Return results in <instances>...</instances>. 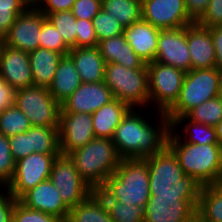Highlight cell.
Instances as JSON below:
<instances>
[{"mask_svg": "<svg viewBox=\"0 0 222 222\" xmlns=\"http://www.w3.org/2000/svg\"><path fill=\"white\" fill-rule=\"evenodd\" d=\"M160 124L152 126L140 112L131 108L115 129L112 137L118 155L122 158H141L153 156L167 146L171 130L170 121L165 113L159 112Z\"/></svg>", "mask_w": 222, "mask_h": 222, "instance_id": "6da1fadb", "label": "cell"}, {"mask_svg": "<svg viewBox=\"0 0 222 222\" xmlns=\"http://www.w3.org/2000/svg\"><path fill=\"white\" fill-rule=\"evenodd\" d=\"M150 196L199 200L202 184L185 175L176 155L166 146L162 151L147 157Z\"/></svg>", "mask_w": 222, "mask_h": 222, "instance_id": "7a4b0ae2", "label": "cell"}, {"mask_svg": "<svg viewBox=\"0 0 222 222\" xmlns=\"http://www.w3.org/2000/svg\"><path fill=\"white\" fill-rule=\"evenodd\" d=\"M95 192L100 197H113L124 204L145 207L150 198L148 160L121 159L114 173Z\"/></svg>", "mask_w": 222, "mask_h": 222, "instance_id": "3957f363", "label": "cell"}, {"mask_svg": "<svg viewBox=\"0 0 222 222\" xmlns=\"http://www.w3.org/2000/svg\"><path fill=\"white\" fill-rule=\"evenodd\" d=\"M167 146L176 155L185 175L194 177L202 186L221 183L222 148L220 145L190 144L180 140L170 130Z\"/></svg>", "mask_w": 222, "mask_h": 222, "instance_id": "277c9868", "label": "cell"}, {"mask_svg": "<svg viewBox=\"0 0 222 222\" xmlns=\"http://www.w3.org/2000/svg\"><path fill=\"white\" fill-rule=\"evenodd\" d=\"M79 175L95 191L117 169L121 157L109 138H93L85 146L68 154Z\"/></svg>", "mask_w": 222, "mask_h": 222, "instance_id": "5b68a950", "label": "cell"}, {"mask_svg": "<svg viewBox=\"0 0 222 222\" xmlns=\"http://www.w3.org/2000/svg\"><path fill=\"white\" fill-rule=\"evenodd\" d=\"M220 76L221 71L216 67L186 72L178 100L165 113L170 123L201 103L219 96Z\"/></svg>", "mask_w": 222, "mask_h": 222, "instance_id": "8992f818", "label": "cell"}, {"mask_svg": "<svg viewBox=\"0 0 222 222\" xmlns=\"http://www.w3.org/2000/svg\"><path fill=\"white\" fill-rule=\"evenodd\" d=\"M104 82L114 98L131 108L149 104L148 68H125L117 63H106Z\"/></svg>", "mask_w": 222, "mask_h": 222, "instance_id": "52a82bcc", "label": "cell"}, {"mask_svg": "<svg viewBox=\"0 0 222 222\" xmlns=\"http://www.w3.org/2000/svg\"><path fill=\"white\" fill-rule=\"evenodd\" d=\"M14 105L20 109L33 127L58 128L61 104L47 87L32 86L16 90Z\"/></svg>", "mask_w": 222, "mask_h": 222, "instance_id": "ba28073f", "label": "cell"}, {"mask_svg": "<svg viewBox=\"0 0 222 222\" xmlns=\"http://www.w3.org/2000/svg\"><path fill=\"white\" fill-rule=\"evenodd\" d=\"M149 103L166 113L178 100L186 75L181 69L153 61L147 64Z\"/></svg>", "mask_w": 222, "mask_h": 222, "instance_id": "9c48e42d", "label": "cell"}, {"mask_svg": "<svg viewBox=\"0 0 222 222\" xmlns=\"http://www.w3.org/2000/svg\"><path fill=\"white\" fill-rule=\"evenodd\" d=\"M59 196L70 209L87 199L95 190L79 175L68 155L60 154L55 159L49 176Z\"/></svg>", "mask_w": 222, "mask_h": 222, "instance_id": "30bf717a", "label": "cell"}, {"mask_svg": "<svg viewBox=\"0 0 222 222\" xmlns=\"http://www.w3.org/2000/svg\"><path fill=\"white\" fill-rule=\"evenodd\" d=\"M60 154L32 153L15 163V173L5 188L17 200L36 185L49 179L53 163Z\"/></svg>", "mask_w": 222, "mask_h": 222, "instance_id": "8fae6325", "label": "cell"}, {"mask_svg": "<svg viewBox=\"0 0 222 222\" xmlns=\"http://www.w3.org/2000/svg\"><path fill=\"white\" fill-rule=\"evenodd\" d=\"M58 136L62 155H68L74 150L85 146L95 138L92 115L87 113H66L61 109Z\"/></svg>", "mask_w": 222, "mask_h": 222, "instance_id": "7c38bea8", "label": "cell"}, {"mask_svg": "<svg viewBox=\"0 0 222 222\" xmlns=\"http://www.w3.org/2000/svg\"><path fill=\"white\" fill-rule=\"evenodd\" d=\"M142 19L159 29H175L194 23L185 0H142Z\"/></svg>", "mask_w": 222, "mask_h": 222, "instance_id": "4fadbf2b", "label": "cell"}, {"mask_svg": "<svg viewBox=\"0 0 222 222\" xmlns=\"http://www.w3.org/2000/svg\"><path fill=\"white\" fill-rule=\"evenodd\" d=\"M46 19L35 5H30L16 19L5 35V45L25 52L39 48L40 30Z\"/></svg>", "mask_w": 222, "mask_h": 222, "instance_id": "5bb4252c", "label": "cell"}, {"mask_svg": "<svg viewBox=\"0 0 222 222\" xmlns=\"http://www.w3.org/2000/svg\"><path fill=\"white\" fill-rule=\"evenodd\" d=\"M155 61L171 65L184 72L191 70V58L187 45V26L160 30Z\"/></svg>", "mask_w": 222, "mask_h": 222, "instance_id": "9a60e30c", "label": "cell"}, {"mask_svg": "<svg viewBox=\"0 0 222 222\" xmlns=\"http://www.w3.org/2000/svg\"><path fill=\"white\" fill-rule=\"evenodd\" d=\"M199 200L150 196L144 207L143 222H192Z\"/></svg>", "mask_w": 222, "mask_h": 222, "instance_id": "2e32d148", "label": "cell"}, {"mask_svg": "<svg viewBox=\"0 0 222 222\" xmlns=\"http://www.w3.org/2000/svg\"><path fill=\"white\" fill-rule=\"evenodd\" d=\"M114 97L104 81L81 83V85L61 104L66 113L92 114L113 100Z\"/></svg>", "mask_w": 222, "mask_h": 222, "instance_id": "e0dca14e", "label": "cell"}, {"mask_svg": "<svg viewBox=\"0 0 222 222\" xmlns=\"http://www.w3.org/2000/svg\"><path fill=\"white\" fill-rule=\"evenodd\" d=\"M0 78L14 90L34 86L29 52L5 45L0 54Z\"/></svg>", "mask_w": 222, "mask_h": 222, "instance_id": "ac0fdd59", "label": "cell"}, {"mask_svg": "<svg viewBox=\"0 0 222 222\" xmlns=\"http://www.w3.org/2000/svg\"><path fill=\"white\" fill-rule=\"evenodd\" d=\"M19 201L30 209L52 215L60 220L68 219L70 209L62 201L50 179L30 189Z\"/></svg>", "mask_w": 222, "mask_h": 222, "instance_id": "d6986e66", "label": "cell"}, {"mask_svg": "<svg viewBox=\"0 0 222 222\" xmlns=\"http://www.w3.org/2000/svg\"><path fill=\"white\" fill-rule=\"evenodd\" d=\"M187 45L191 58V69L216 67V55L210 28L197 22L187 25Z\"/></svg>", "mask_w": 222, "mask_h": 222, "instance_id": "ffe728a7", "label": "cell"}, {"mask_svg": "<svg viewBox=\"0 0 222 222\" xmlns=\"http://www.w3.org/2000/svg\"><path fill=\"white\" fill-rule=\"evenodd\" d=\"M160 30L141 19L125 27L123 34L134 52L148 64L155 61Z\"/></svg>", "mask_w": 222, "mask_h": 222, "instance_id": "44dd1931", "label": "cell"}, {"mask_svg": "<svg viewBox=\"0 0 222 222\" xmlns=\"http://www.w3.org/2000/svg\"><path fill=\"white\" fill-rule=\"evenodd\" d=\"M68 56L73 60L83 83L104 81L106 62L98 47L70 48Z\"/></svg>", "mask_w": 222, "mask_h": 222, "instance_id": "7402d4cb", "label": "cell"}, {"mask_svg": "<svg viewBox=\"0 0 222 222\" xmlns=\"http://www.w3.org/2000/svg\"><path fill=\"white\" fill-rule=\"evenodd\" d=\"M99 51L106 63H117L125 68H147V64L134 52L124 34L98 42Z\"/></svg>", "mask_w": 222, "mask_h": 222, "instance_id": "603a6c76", "label": "cell"}, {"mask_svg": "<svg viewBox=\"0 0 222 222\" xmlns=\"http://www.w3.org/2000/svg\"><path fill=\"white\" fill-rule=\"evenodd\" d=\"M130 109L128 104L114 98L92 113L94 136L112 139L115 129Z\"/></svg>", "mask_w": 222, "mask_h": 222, "instance_id": "cb8c5ba5", "label": "cell"}, {"mask_svg": "<svg viewBox=\"0 0 222 222\" xmlns=\"http://www.w3.org/2000/svg\"><path fill=\"white\" fill-rule=\"evenodd\" d=\"M81 83L73 60L66 55L59 61L54 79L48 89L52 97L62 104Z\"/></svg>", "mask_w": 222, "mask_h": 222, "instance_id": "d4e9b609", "label": "cell"}, {"mask_svg": "<svg viewBox=\"0 0 222 222\" xmlns=\"http://www.w3.org/2000/svg\"><path fill=\"white\" fill-rule=\"evenodd\" d=\"M63 56L62 53L41 47L29 52L33 85L48 88L54 79L58 63Z\"/></svg>", "mask_w": 222, "mask_h": 222, "instance_id": "484cf974", "label": "cell"}, {"mask_svg": "<svg viewBox=\"0 0 222 222\" xmlns=\"http://www.w3.org/2000/svg\"><path fill=\"white\" fill-rule=\"evenodd\" d=\"M70 222H113L102 198L94 191L83 202L70 208Z\"/></svg>", "mask_w": 222, "mask_h": 222, "instance_id": "4316f807", "label": "cell"}, {"mask_svg": "<svg viewBox=\"0 0 222 222\" xmlns=\"http://www.w3.org/2000/svg\"><path fill=\"white\" fill-rule=\"evenodd\" d=\"M187 121L186 126H184V129L182 132H184V139L182 138L183 135L178 134L175 129H178L180 125L183 124V122ZM171 131L182 141H186L190 144H210V145H219L218 139L216 135L215 127L205 125L203 123H197L194 121H191L186 116H181L175 118L171 123ZM186 135V136H185Z\"/></svg>", "mask_w": 222, "mask_h": 222, "instance_id": "83f0119b", "label": "cell"}, {"mask_svg": "<svg viewBox=\"0 0 222 222\" xmlns=\"http://www.w3.org/2000/svg\"><path fill=\"white\" fill-rule=\"evenodd\" d=\"M197 213L206 221L222 222V183L202 187Z\"/></svg>", "mask_w": 222, "mask_h": 222, "instance_id": "f1b7e54d", "label": "cell"}, {"mask_svg": "<svg viewBox=\"0 0 222 222\" xmlns=\"http://www.w3.org/2000/svg\"><path fill=\"white\" fill-rule=\"evenodd\" d=\"M101 5L124 28L142 19L141 0H101Z\"/></svg>", "mask_w": 222, "mask_h": 222, "instance_id": "f546056e", "label": "cell"}, {"mask_svg": "<svg viewBox=\"0 0 222 222\" xmlns=\"http://www.w3.org/2000/svg\"><path fill=\"white\" fill-rule=\"evenodd\" d=\"M31 127L28 118L14 104L0 111V134L10 137L25 133Z\"/></svg>", "mask_w": 222, "mask_h": 222, "instance_id": "4dcf8cb0", "label": "cell"}, {"mask_svg": "<svg viewBox=\"0 0 222 222\" xmlns=\"http://www.w3.org/2000/svg\"><path fill=\"white\" fill-rule=\"evenodd\" d=\"M31 142L33 153L61 154L58 128L31 127Z\"/></svg>", "mask_w": 222, "mask_h": 222, "instance_id": "1f68e13d", "label": "cell"}, {"mask_svg": "<svg viewBox=\"0 0 222 222\" xmlns=\"http://www.w3.org/2000/svg\"><path fill=\"white\" fill-rule=\"evenodd\" d=\"M113 222H143L144 207L128 205L113 197H101Z\"/></svg>", "mask_w": 222, "mask_h": 222, "instance_id": "d6a6232c", "label": "cell"}, {"mask_svg": "<svg viewBox=\"0 0 222 222\" xmlns=\"http://www.w3.org/2000/svg\"><path fill=\"white\" fill-rule=\"evenodd\" d=\"M185 116L191 121L215 127L222 119V98L217 96L209 99L190 110Z\"/></svg>", "mask_w": 222, "mask_h": 222, "instance_id": "836d02e7", "label": "cell"}, {"mask_svg": "<svg viewBox=\"0 0 222 222\" xmlns=\"http://www.w3.org/2000/svg\"><path fill=\"white\" fill-rule=\"evenodd\" d=\"M46 18L58 30L64 42L69 48H76V17L70 11H60L44 14Z\"/></svg>", "mask_w": 222, "mask_h": 222, "instance_id": "e575fe53", "label": "cell"}, {"mask_svg": "<svg viewBox=\"0 0 222 222\" xmlns=\"http://www.w3.org/2000/svg\"><path fill=\"white\" fill-rule=\"evenodd\" d=\"M30 5V0H0V33L5 36L15 19Z\"/></svg>", "mask_w": 222, "mask_h": 222, "instance_id": "d590c367", "label": "cell"}, {"mask_svg": "<svg viewBox=\"0 0 222 222\" xmlns=\"http://www.w3.org/2000/svg\"><path fill=\"white\" fill-rule=\"evenodd\" d=\"M93 26L98 39L100 40L122 35L124 27L111 14L101 9L93 18Z\"/></svg>", "mask_w": 222, "mask_h": 222, "instance_id": "8d00e7d4", "label": "cell"}, {"mask_svg": "<svg viewBox=\"0 0 222 222\" xmlns=\"http://www.w3.org/2000/svg\"><path fill=\"white\" fill-rule=\"evenodd\" d=\"M39 47L62 53L64 56L68 55L70 51L63 37L47 18L43 21L40 30Z\"/></svg>", "mask_w": 222, "mask_h": 222, "instance_id": "74e56055", "label": "cell"}, {"mask_svg": "<svg viewBox=\"0 0 222 222\" xmlns=\"http://www.w3.org/2000/svg\"><path fill=\"white\" fill-rule=\"evenodd\" d=\"M15 161L12 157L9 137L0 134V188H6L15 173Z\"/></svg>", "mask_w": 222, "mask_h": 222, "instance_id": "f35d334b", "label": "cell"}, {"mask_svg": "<svg viewBox=\"0 0 222 222\" xmlns=\"http://www.w3.org/2000/svg\"><path fill=\"white\" fill-rule=\"evenodd\" d=\"M52 215L26 207L19 200L15 204L13 222H60Z\"/></svg>", "mask_w": 222, "mask_h": 222, "instance_id": "ab89813d", "label": "cell"}, {"mask_svg": "<svg viewBox=\"0 0 222 222\" xmlns=\"http://www.w3.org/2000/svg\"><path fill=\"white\" fill-rule=\"evenodd\" d=\"M9 145L15 162L32 154L31 128L25 133L10 136Z\"/></svg>", "mask_w": 222, "mask_h": 222, "instance_id": "60d3db41", "label": "cell"}, {"mask_svg": "<svg viewBox=\"0 0 222 222\" xmlns=\"http://www.w3.org/2000/svg\"><path fill=\"white\" fill-rule=\"evenodd\" d=\"M76 47H97L98 39L92 20L77 19Z\"/></svg>", "mask_w": 222, "mask_h": 222, "instance_id": "b9f144b4", "label": "cell"}, {"mask_svg": "<svg viewBox=\"0 0 222 222\" xmlns=\"http://www.w3.org/2000/svg\"><path fill=\"white\" fill-rule=\"evenodd\" d=\"M101 6V0H75L71 12L76 19L93 20Z\"/></svg>", "mask_w": 222, "mask_h": 222, "instance_id": "7bdbcfd3", "label": "cell"}, {"mask_svg": "<svg viewBox=\"0 0 222 222\" xmlns=\"http://www.w3.org/2000/svg\"><path fill=\"white\" fill-rule=\"evenodd\" d=\"M197 23L207 28L222 25V0H211Z\"/></svg>", "mask_w": 222, "mask_h": 222, "instance_id": "ee69618b", "label": "cell"}, {"mask_svg": "<svg viewBox=\"0 0 222 222\" xmlns=\"http://www.w3.org/2000/svg\"><path fill=\"white\" fill-rule=\"evenodd\" d=\"M0 188V222H13V212L15 204L18 201L7 189H5L6 195Z\"/></svg>", "mask_w": 222, "mask_h": 222, "instance_id": "f6af8a7d", "label": "cell"}, {"mask_svg": "<svg viewBox=\"0 0 222 222\" xmlns=\"http://www.w3.org/2000/svg\"><path fill=\"white\" fill-rule=\"evenodd\" d=\"M75 0H39L35 6L44 14L70 11Z\"/></svg>", "mask_w": 222, "mask_h": 222, "instance_id": "bcb514c9", "label": "cell"}, {"mask_svg": "<svg viewBox=\"0 0 222 222\" xmlns=\"http://www.w3.org/2000/svg\"><path fill=\"white\" fill-rule=\"evenodd\" d=\"M211 0H185L189 17L197 22L206 11Z\"/></svg>", "mask_w": 222, "mask_h": 222, "instance_id": "7dc6e473", "label": "cell"}, {"mask_svg": "<svg viewBox=\"0 0 222 222\" xmlns=\"http://www.w3.org/2000/svg\"><path fill=\"white\" fill-rule=\"evenodd\" d=\"M210 33L216 55V68L222 71V25L210 27Z\"/></svg>", "mask_w": 222, "mask_h": 222, "instance_id": "c3c4849f", "label": "cell"}, {"mask_svg": "<svg viewBox=\"0 0 222 222\" xmlns=\"http://www.w3.org/2000/svg\"><path fill=\"white\" fill-rule=\"evenodd\" d=\"M15 92L16 90L0 78V111L14 104Z\"/></svg>", "mask_w": 222, "mask_h": 222, "instance_id": "681fc988", "label": "cell"}, {"mask_svg": "<svg viewBox=\"0 0 222 222\" xmlns=\"http://www.w3.org/2000/svg\"><path fill=\"white\" fill-rule=\"evenodd\" d=\"M215 130H216V135L218 139V144L222 148V119L215 126Z\"/></svg>", "mask_w": 222, "mask_h": 222, "instance_id": "f907efd6", "label": "cell"}, {"mask_svg": "<svg viewBox=\"0 0 222 222\" xmlns=\"http://www.w3.org/2000/svg\"><path fill=\"white\" fill-rule=\"evenodd\" d=\"M5 46V36L0 33V54Z\"/></svg>", "mask_w": 222, "mask_h": 222, "instance_id": "816d5d0a", "label": "cell"}, {"mask_svg": "<svg viewBox=\"0 0 222 222\" xmlns=\"http://www.w3.org/2000/svg\"><path fill=\"white\" fill-rule=\"evenodd\" d=\"M192 222H209V221H206L198 213H196Z\"/></svg>", "mask_w": 222, "mask_h": 222, "instance_id": "f5cc1de1", "label": "cell"}, {"mask_svg": "<svg viewBox=\"0 0 222 222\" xmlns=\"http://www.w3.org/2000/svg\"><path fill=\"white\" fill-rule=\"evenodd\" d=\"M219 97L222 98V71H221L220 84H219Z\"/></svg>", "mask_w": 222, "mask_h": 222, "instance_id": "db71d44e", "label": "cell"}, {"mask_svg": "<svg viewBox=\"0 0 222 222\" xmlns=\"http://www.w3.org/2000/svg\"><path fill=\"white\" fill-rule=\"evenodd\" d=\"M32 5H35L39 0H30Z\"/></svg>", "mask_w": 222, "mask_h": 222, "instance_id": "11a10c76", "label": "cell"}, {"mask_svg": "<svg viewBox=\"0 0 222 222\" xmlns=\"http://www.w3.org/2000/svg\"><path fill=\"white\" fill-rule=\"evenodd\" d=\"M60 222H70L68 219H63Z\"/></svg>", "mask_w": 222, "mask_h": 222, "instance_id": "9f6ffc18", "label": "cell"}]
</instances>
